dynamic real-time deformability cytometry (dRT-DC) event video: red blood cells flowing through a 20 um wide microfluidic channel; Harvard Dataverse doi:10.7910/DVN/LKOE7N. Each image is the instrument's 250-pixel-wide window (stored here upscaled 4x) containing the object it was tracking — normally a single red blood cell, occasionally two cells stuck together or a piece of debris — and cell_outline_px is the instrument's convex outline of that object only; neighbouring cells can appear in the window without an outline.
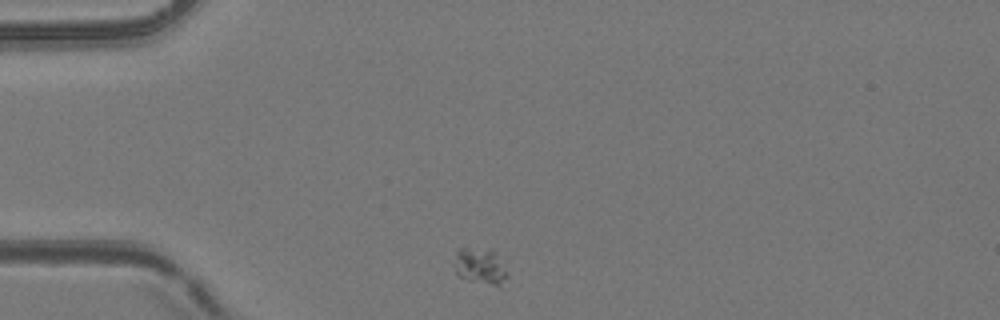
{"species": "common noctule bat (a hibernating species)", "species_latin": "Nyctalus noctula", "temperature_condition": "room temperature", "stored_images_in_passage": 38, "camera_frame_rate_fps": 3000, "um_per_image_px": 0.085, "animal": {"sex": "female", "body_mass_g": 24.6, "forearm_length_mm": 56.2}, "frame": {"image": 1, "passage_image": 1, "time_ms": 0.0, "image_size_px": [1000, 320], "cell_outline_px": [[508, 276], [500, 288], [468, 280], [460, 276], [456, 272], [456, 252], [460, 248], [464, 248], [496, 252]], "centroid_in_image_um": [40.86, 22.69], "position_along_channel_um": 44.1, "area_um2": 10.87}}
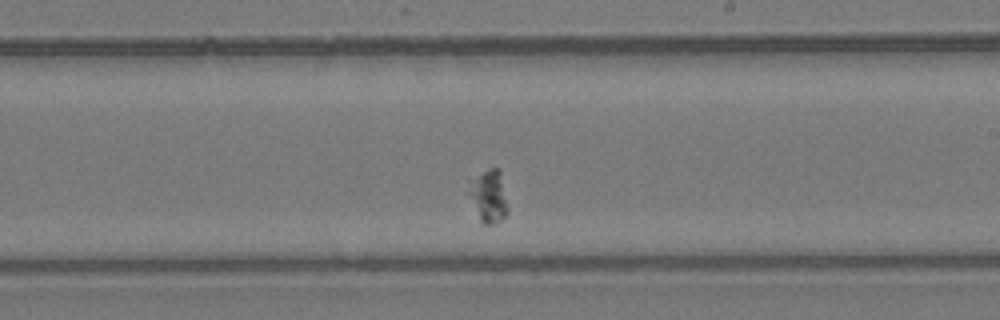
{"frame": {"image": 2, "passage_image": 20, "time_ms": 6.333, "image_size_px": [1000, 320], "cell_outline_px": [[508, 212], [496, 224], [484, 224], [480, 220], [468, 192], [468, 180], [492, 168], [500, 168], [508, 208]], "centroid_in_image_um": [41.54, 16.67], "position_along_channel_um": 247.5, "area_um2": 11.85}}
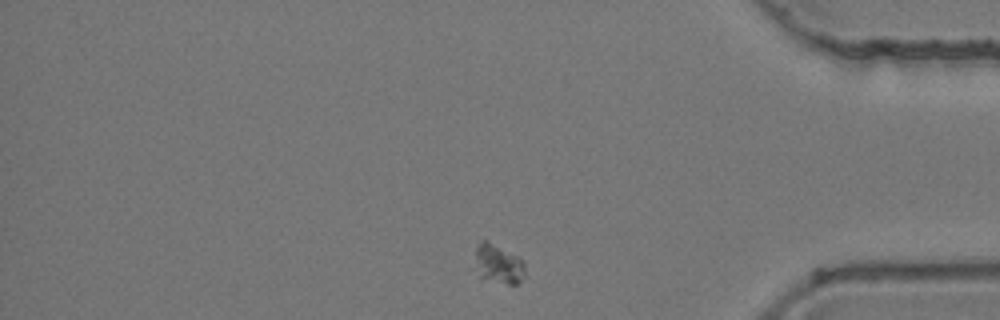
{"frame": {"image": 3, "passage_image": 34, "time_ms": 11.0, "image_size_px": [1000, 320], "cell_outline_px": [[524, 276], [516, 284], [508, 284], [480, 280], [468, 268], [476, 248], [480, 240], [484, 240], [524, 260]], "centroid_in_image_um": [42.18, 22.49], "position_along_channel_um": 393.0, "area_um2": 12.25}}